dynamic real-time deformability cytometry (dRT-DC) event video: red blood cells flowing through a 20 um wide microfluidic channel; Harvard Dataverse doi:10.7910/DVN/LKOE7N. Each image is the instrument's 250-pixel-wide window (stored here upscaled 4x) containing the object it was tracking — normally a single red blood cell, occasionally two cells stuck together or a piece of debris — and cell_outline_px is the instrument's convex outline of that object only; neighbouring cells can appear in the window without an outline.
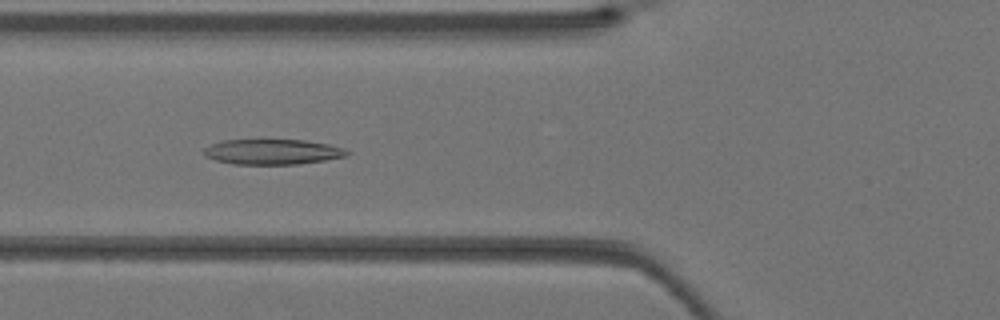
{"species": "Egyptian fruit bat (a non-hibernating species)", "species_latin": "Rousettus aegyptiacus", "temperature_condition": "warm", "stored_images_in_passage": 33, "camera_frame_rate_fps": 3000, "um_per_image_px": 0.085, "animal": {"sex": "female"}, "frame": {"image": 1, "passage_image": 8, "time_ms": 2.333, "image_size_px": [1000, 320], "cell_outline_px": [[352, 152], [348, 156], [324, 160], [296, 164], [232, 164], [216, 160], [204, 156], [204, 148], [212, 144], [224, 140], [304, 140], [328, 144], [344, 148]], "centroid_in_image_um": [23.19, 12.9], "position_along_channel_um": 102.6, "area_um2": 21.04}}
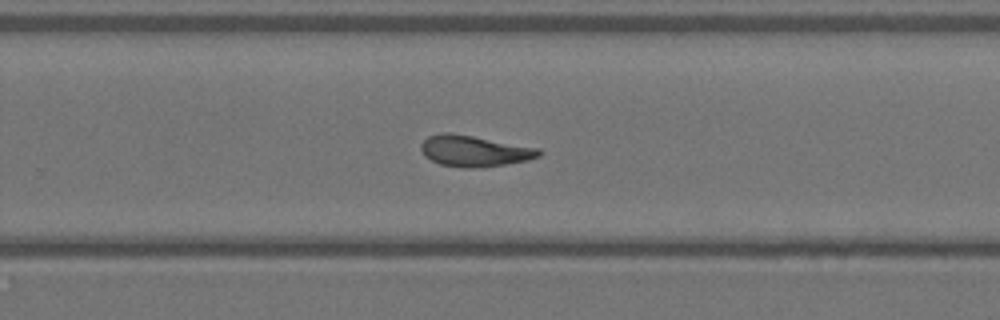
{"frame": {"image": 2, "passage_image": 19, "time_ms": 6.0, "image_size_px": [1000, 320], "cell_outline_px": [[544, 152], [540, 156], [528, 160], [504, 164], [476, 168], [464, 168], [440, 164], [424, 156], [420, 148], [420, 144], [428, 136], [440, 132], [452, 132], [540, 148]], "centroid_in_image_um": [40.32, 12.82], "position_along_channel_um": 289.5, "area_um2": 21.56}}
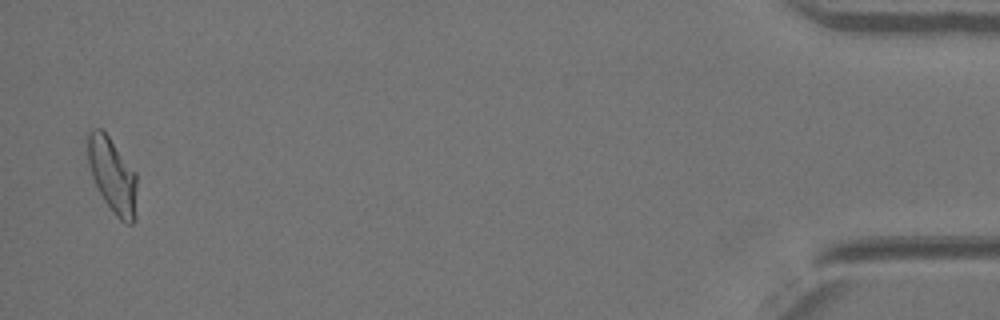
{"frame": {"image": 3, "passage_image": 32, "time_ms": 10.333, "image_size_px": [1000, 320], "cell_outline_px": [[136, 220], [132, 224], [124, 224], [116, 216], [104, 200], [92, 176], [88, 164], [88, 132], [92, 128], [100, 128], [108, 136], [136, 172]], "centroid_in_image_um": [9.58, 14.94], "position_along_channel_um": 425.6, "area_um2": 21.39}}